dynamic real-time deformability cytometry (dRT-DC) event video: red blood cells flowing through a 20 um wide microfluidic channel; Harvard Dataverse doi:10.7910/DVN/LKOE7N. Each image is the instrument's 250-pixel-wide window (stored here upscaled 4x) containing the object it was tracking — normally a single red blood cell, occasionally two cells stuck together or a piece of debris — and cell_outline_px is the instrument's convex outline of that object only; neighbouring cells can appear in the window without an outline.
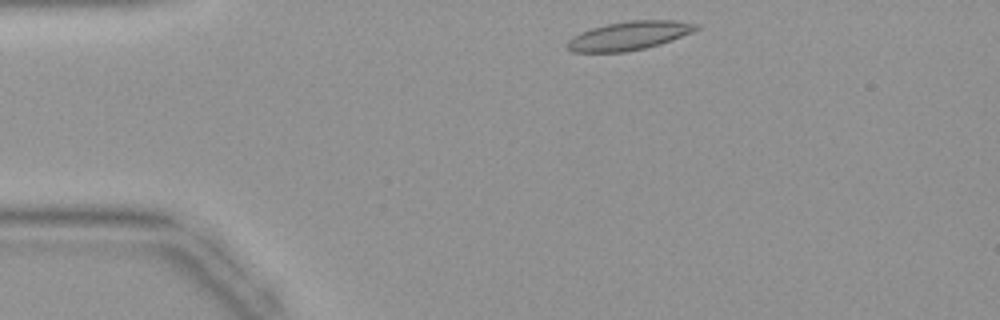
{"species": "common noctule bat (a hibernating species)", "species_latin": "Nyctalus noctula", "temperature_condition": "warm", "stored_images_in_passage": 36, "camera_frame_rate_fps": 3000, "um_per_image_px": 0.085, "animal": {"sex": "female", "body_mass_g": 19.9}, "frame": {"image": 1, "passage_image": 1, "time_ms": 0.0, "image_size_px": [1000, 320], "cell_outline_px": [[700, 28], [692, 32], [672, 40], [660, 44], [628, 52], [572, 52], [564, 44], [572, 36], [580, 32], [592, 28], [608, 24], [628, 20], [676, 20], [700, 24]], "centroid_in_image_um": [53.47, 3.03], "position_along_channel_um": 31.5, "area_um2": 21.68}}
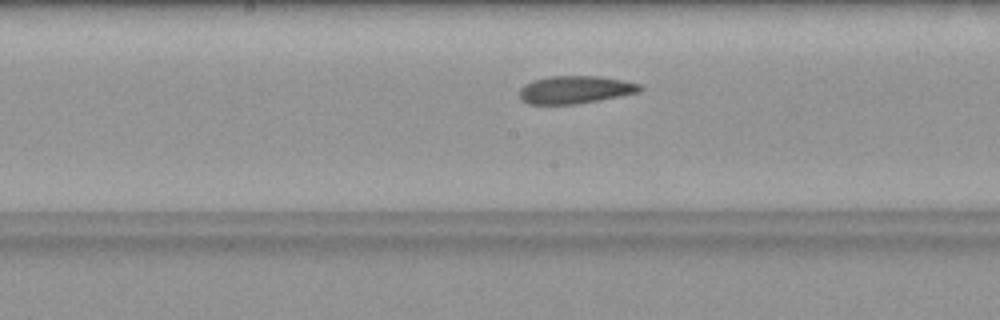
{"frame": {"image": 2, "passage_image": 15, "time_ms": 4.667, "image_size_px": [1000, 320], "cell_outline_px": [[644, 88], [640, 92], [620, 96], [576, 104], [528, 104], [520, 100], [520, 88], [524, 84], [532, 80], [548, 76], [600, 76], [624, 80], [640, 84]], "centroid_in_image_um": [48.88, 7.62], "position_along_channel_um": 199.3, "area_um2": 19.65}}
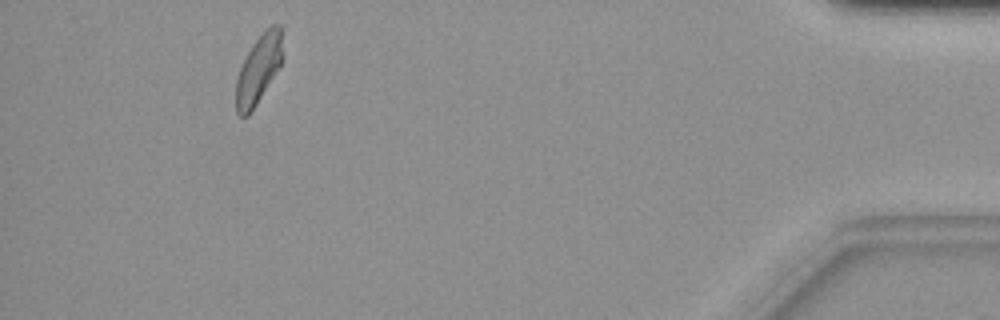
{"frame": {"image": 3, "passage_image": 33, "time_ms": 10.667, "image_size_px": [1000, 320], "cell_outline_px": [[284, 28], [280, 64], [252, 112], [248, 116], [240, 116], [236, 112], [236, 80], [240, 68], [252, 44], [264, 28], [272, 24], [280, 24]], "centroid_in_image_um": [21.98, 5.82], "position_along_channel_um": 413.2, "area_um2": 18.67}}